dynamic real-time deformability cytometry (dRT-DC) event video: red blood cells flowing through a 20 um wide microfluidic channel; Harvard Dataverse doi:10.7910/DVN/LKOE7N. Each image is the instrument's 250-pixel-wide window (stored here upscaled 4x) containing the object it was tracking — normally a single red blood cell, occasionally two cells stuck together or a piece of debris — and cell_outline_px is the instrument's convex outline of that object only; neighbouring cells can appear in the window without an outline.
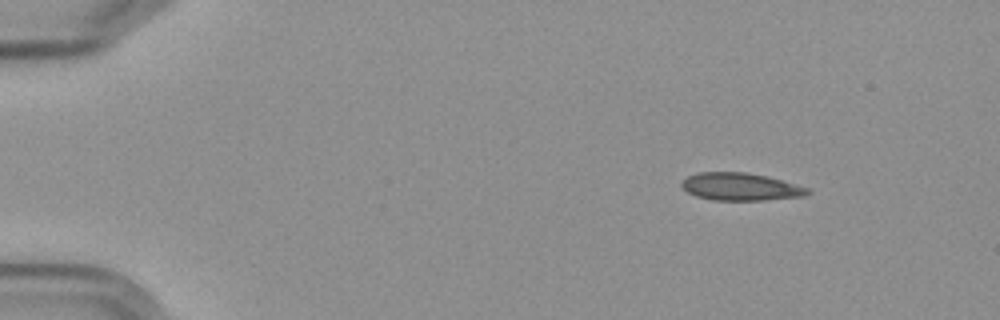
{"species": "Egyptian fruit bat (a non-hibernating species)", "species_latin": "Rousettus aegyptiacus", "temperature_condition": "cold", "stored_images_in_passage": 8, "camera_frame_rate_fps": 3000, "um_per_image_px": 0.085, "frame": {"image": 1, "passage_image": 2, "time_ms": 1.0, "image_size_px": [1000, 320], "cell_outline_px": [[812, 192], [804, 196], [764, 200], [712, 200], [696, 196], [688, 192], [680, 184], [688, 176], [700, 172], [744, 172], [764, 176], [780, 180], [808, 188]], "centroid_in_image_um": [62.93, 15.88], "position_along_channel_um": 22.1, "area_um2": 19.94}}
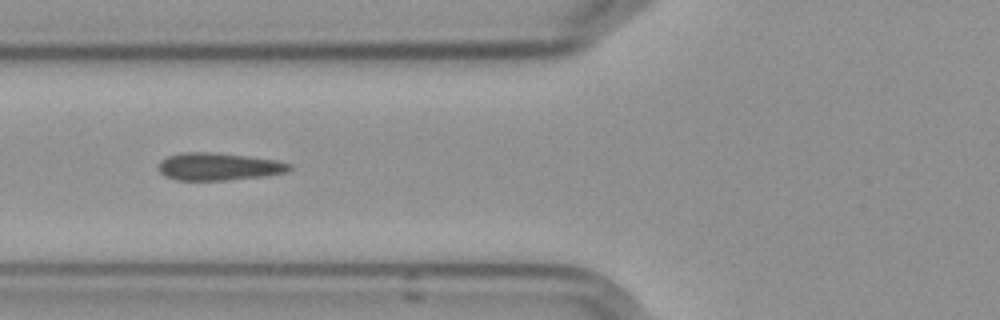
{"frame": {"image": 2, "passage_image": 6, "time_ms": 6.0, "image_size_px": [1000, 320], "cell_outline_px": [[292, 168], [288, 172], [264, 176], [224, 180], [176, 180], [164, 176], [160, 172], [160, 160], [168, 156], [180, 152], [212, 152], [248, 156], [276, 160], [292, 164]], "centroid_in_image_um": [18.59, 14.15], "position_along_channel_um": 107.2, "area_um2": 21.04}}
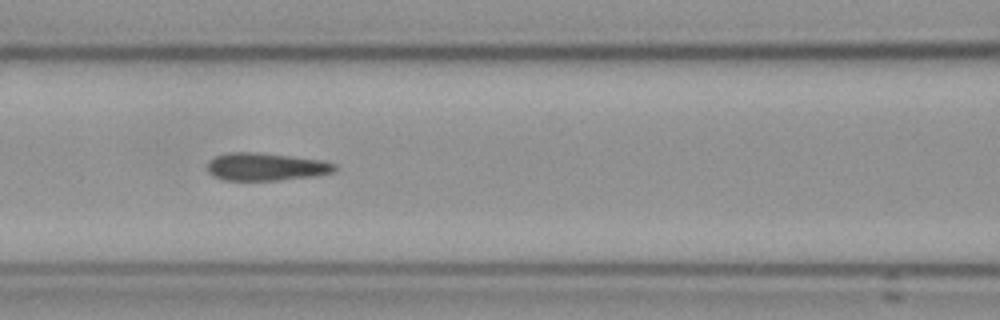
{"frame": {"image": 3, "passage_image": 7, "time_ms": 7.0, "image_size_px": [1000, 320], "cell_outline_px": [[336, 168], [332, 172], [316, 176], [280, 180], [224, 180], [212, 176], [208, 172], [208, 160], [216, 156], [228, 152], [260, 152], [320, 160], [336, 164]], "centroid_in_image_um": [22.57, 14.17], "position_along_channel_um": 144.0, "area_um2": 20.63}}